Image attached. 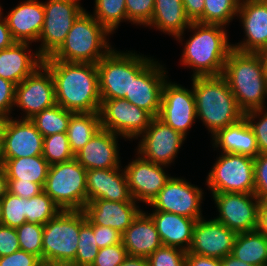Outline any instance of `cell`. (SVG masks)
<instances>
[{"label":"cell","instance_id":"obj_4","mask_svg":"<svg viewBox=\"0 0 267 266\" xmlns=\"http://www.w3.org/2000/svg\"><path fill=\"white\" fill-rule=\"evenodd\" d=\"M226 79L239 108L244 112L264 109L267 85L258 53L232 49L224 65Z\"/></svg>","mask_w":267,"mask_h":266},{"label":"cell","instance_id":"obj_17","mask_svg":"<svg viewBox=\"0 0 267 266\" xmlns=\"http://www.w3.org/2000/svg\"><path fill=\"white\" fill-rule=\"evenodd\" d=\"M125 167L132 199L148 205L171 178L164 170L167 166L155 164L140 155Z\"/></svg>","mask_w":267,"mask_h":266},{"label":"cell","instance_id":"obj_40","mask_svg":"<svg viewBox=\"0 0 267 266\" xmlns=\"http://www.w3.org/2000/svg\"><path fill=\"white\" fill-rule=\"evenodd\" d=\"M2 221L1 225L17 228L26 223L27 199L7 192L1 199Z\"/></svg>","mask_w":267,"mask_h":266},{"label":"cell","instance_id":"obj_30","mask_svg":"<svg viewBox=\"0 0 267 266\" xmlns=\"http://www.w3.org/2000/svg\"><path fill=\"white\" fill-rule=\"evenodd\" d=\"M191 23L182 0H155L153 16L147 27H155L181 42L184 31Z\"/></svg>","mask_w":267,"mask_h":266},{"label":"cell","instance_id":"obj_25","mask_svg":"<svg viewBox=\"0 0 267 266\" xmlns=\"http://www.w3.org/2000/svg\"><path fill=\"white\" fill-rule=\"evenodd\" d=\"M4 16L16 42H38L44 25V5L38 0L21 2Z\"/></svg>","mask_w":267,"mask_h":266},{"label":"cell","instance_id":"obj_22","mask_svg":"<svg viewBox=\"0 0 267 266\" xmlns=\"http://www.w3.org/2000/svg\"><path fill=\"white\" fill-rule=\"evenodd\" d=\"M120 169V167H117L87 170V202L97 199L117 202H136L131 197L126 173L123 169Z\"/></svg>","mask_w":267,"mask_h":266},{"label":"cell","instance_id":"obj_34","mask_svg":"<svg viewBox=\"0 0 267 266\" xmlns=\"http://www.w3.org/2000/svg\"><path fill=\"white\" fill-rule=\"evenodd\" d=\"M73 113L64 109L59 104H55L35 114L30 120L42 136L46 137L52 134L66 133Z\"/></svg>","mask_w":267,"mask_h":266},{"label":"cell","instance_id":"obj_50","mask_svg":"<svg viewBox=\"0 0 267 266\" xmlns=\"http://www.w3.org/2000/svg\"><path fill=\"white\" fill-rule=\"evenodd\" d=\"M20 250L16 228L0 225V257Z\"/></svg>","mask_w":267,"mask_h":266},{"label":"cell","instance_id":"obj_51","mask_svg":"<svg viewBox=\"0 0 267 266\" xmlns=\"http://www.w3.org/2000/svg\"><path fill=\"white\" fill-rule=\"evenodd\" d=\"M92 229L99 248L116 245L121 242V233L116 229L109 226H98L93 224Z\"/></svg>","mask_w":267,"mask_h":266},{"label":"cell","instance_id":"obj_10","mask_svg":"<svg viewBox=\"0 0 267 266\" xmlns=\"http://www.w3.org/2000/svg\"><path fill=\"white\" fill-rule=\"evenodd\" d=\"M80 0H49L44 5V25L37 52L45 59L51 57L64 43L74 21L85 10Z\"/></svg>","mask_w":267,"mask_h":266},{"label":"cell","instance_id":"obj_9","mask_svg":"<svg viewBox=\"0 0 267 266\" xmlns=\"http://www.w3.org/2000/svg\"><path fill=\"white\" fill-rule=\"evenodd\" d=\"M206 183L211 193H254V158L221 153L208 173Z\"/></svg>","mask_w":267,"mask_h":266},{"label":"cell","instance_id":"obj_7","mask_svg":"<svg viewBox=\"0 0 267 266\" xmlns=\"http://www.w3.org/2000/svg\"><path fill=\"white\" fill-rule=\"evenodd\" d=\"M153 60L133 51L112 49L96 64L101 100L123 99L129 95L131 78H136Z\"/></svg>","mask_w":267,"mask_h":266},{"label":"cell","instance_id":"obj_62","mask_svg":"<svg viewBox=\"0 0 267 266\" xmlns=\"http://www.w3.org/2000/svg\"><path fill=\"white\" fill-rule=\"evenodd\" d=\"M3 168V160H2V150H1V144H0V169Z\"/></svg>","mask_w":267,"mask_h":266},{"label":"cell","instance_id":"obj_35","mask_svg":"<svg viewBox=\"0 0 267 266\" xmlns=\"http://www.w3.org/2000/svg\"><path fill=\"white\" fill-rule=\"evenodd\" d=\"M111 34L120 22L127 20L125 0H95L94 14H91Z\"/></svg>","mask_w":267,"mask_h":266},{"label":"cell","instance_id":"obj_28","mask_svg":"<svg viewBox=\"0 0 267 266\" xmlns=\"http://www.w3.org/2000/svg\"><path fill=\"white\" fill-rule=\"evenodd\" d=\"M148 215L154 221L162 245L188 251L192 242L196 219L165 211H152Z\"/></svg>","mask_w":267,"mask_h":266},{"label":"cell","instance_id":"obj_61","mask_svg":"<svg viewBox=\"0 0 267 266\" xmlns=\"http://www.w3.org/2000/svg\"><path fill=\"white\" fill-rule=\"evenodd\" d=\"M260 208H267V196L261 200Z\"/></svg>","mask_w":267,"mask_h":266},{"label":"cell","instance_id":"obj_56","mask_svg":"<svg viewBox=\"0 0 267 266\" xmlns=\"http://www.w3.org/2000/svg\"><path fill=\"white\" fill-rule=\"evenodd\" d=\"M267 237V208H259L258 228Z\"/></svg>","mask_w":267,"mask_h":266},{"label":"cell","instance_id":"obj_48","mask_svg":"<svg viewBox=\"0 0 267 266\" xmlns=\"http://www.w3.org/2000/svg\"><path fill=\"white\" fill-rule=\"evenodd\" d=\"M44 191L40 184L25 182L21 179H8V192L21 198L29 199Z\"/></svg>","mask_w":267,"mask_h":266},{"label":"cell","instance_id":"obj_2","mask_svg":"<svg viewBox=\"0 0 267 266\" xmlns=\"http://www.w3.org/2000/svg\"><path fill=\"white\" fill-rule=\"evenodd\" d=\"M193 35L184 44L181 64L193 68L192 77L220 76L232 44L225 26L192 22Z\"/></svg>","mask_w":267,"mask_h":266},{"label":"cell","instance_id":"obj_57","mask_svg":"<svg viewBox=\"0 0 267 266\" xmlns=\"http://www.w3.org/2000/svg\"><path fill=\"white\" fill-rule=\"evenodd\" d=\"M222 266H254L248 263H244L239 259L235 258L231 254L220 259Z\"/></svg>","mask_w":267,"mask_h":266},{"label":"cell","instance_id":"obj_13","mask_svg":"<svg viewBox=\"0 0 267 266\" xmlns=\"http://www.w3.org/2000/svg\"><path fill=\"white\" fill-rule=\"evenodd\" d=\"M203 190L186 181L171 177L158 195L149 204L154 211H165L187 218L201 219Z\"/></svg>","mask_w":267,"mask_h":266},{"label":"cell","instance_id":"obj_29","mask_svg":"<svg viewBox=\"0 0 267 266\" xmlns=\"http://www.w3.org/2000/svg\"><path fill=\"white\" fill-rule=\"evenodd\" d=\"M211 137L214 148L222 149L221 153L241 154L252 158L259 154L256 137L245 117L218 130Z\"/></svg>","mask_w":267,"mask_h":266},{"label":"cell","instance_id":"obj_52","mask_svg":"<svg viewBox=\"0 0 267 266\" xmlns=\"http://www.w3.org/2000/svg\"><path fill=\"white\" fill-rule=\"evenodd\" d=\"M182 2L191 22L203 23L204 0H182Z\"/></svg>","mask_w":267,"mask_h":266},{"label":"cell","instance_id":"obj_15","mask_svg":"<svg viewBox=\"0 0 267 266\" xmlns=\"http://www.w3.org/2000/svg\"><path fill=\"white\" fill-rule=\"evenodd\" d=\"M55 104L54 80L44 64L16 85L14 107L17 106L26 113L23 119H31L35 114Z\"/></svg>","mask_w":267,"mask_h":266},{"label":"cell","instance_id":"obj_19","mask_svg":"<svg viewBox=\"0 0 267 266\" xmlns=\"http://www.w3.org/2000/svg\"><path fill=\"white\" fill-rule=\"evenodd\" d=\"M44 137L30 119L8 118L1 144L2 159L42 155Z\"/></svg>","mask_w":267,"mask_h":266},{"label":"cell","instance_id":"obj_24","mask_svg":"<svg viewBox=\"0 0 267 266\" xmlns=\"http://www.w3.org/2000/svg\"><path fill=\"white\" fill-rule=\"evenodd\" d=\"M118 137L117 134L101 128L83 148L74 154V158L86 170L121 167L117 146Z\"/></svg>","mask_w":267,"mask_h":266},{"label":"cell","instance_id":"obj_39","mask_svg":"<svg viewBox=\"0 0 267 266\" xmlns=\"http://www.w3.org/2000/svg\"><path fill=\"white\" fill-rule=\"evenodd\" d=\"M43 157L52 165L74 159L66 133H57L44 137Z\"/></svg>","mask_w":267,"mask_h":266},{"label":"cell","instance_id":"obj_53","mask_svg":"<svg viewBox=\"0 0 267 266\" xmlns=\"http://www.w3.org/2000/svg\"><path fill=\"white\" fill-rule=\"evenodd\" d=\"M186 266H222L220 259L186 252Z\"/></svg>","mask_w":267,"mask_h":266},{"label":"cell","instance_id":"obj_60","mask_svg":"<svg viewBox=\"0 0 267 266\" xmlns=\"http://www.w3.org/2000/svg\"><path fill=\"white\" fill-rule=\"evenodd\" d=\"M8 118H9L8 116H4L0 114V144H2V141H3V132H4L5 124Z\"/></svg>","mask_w":267,"mask_h":266},{"label":"cell","instance_id":"obj_20","mask_svg":"<svg viewBox=\"0 0 267 266\" xmlns=\"http://www.w3.org/2000/svg\"><path fill=\"white\" fill-rule=\"evenodd\" d=\"M167 75L163 65L152 61L136 78H131V87L126 99L129 103L159 116L162 89Z\"/></svg>","mask_w":267,"mask_h":266},{"label":"cell","instance_id":"obj_1","mask_svg":"<svg viewBox=\"0 0 267 266\" xmlns=\"http://www.w3.org/2000/svg\"><path fill=\"white\" fill-rule=\"evenodd\" d=\"M43 64L50 70L54 80L56 104L74 113L100 111L96 64L60 60H43Z\"/></svg>","mask_w":267,"mask_h":266},{"label":"cell","instance_id":"obj_46","mask_svg":"<svg viewBox=\"0 0 267 266\" xmlns=\"http://www.w3.org/2000/svg\"><path fill=\"white\" fill-rule=\"evenodd\" d=\"M254 194L261 201L267 196V153L254 158Z\"/></svg>","mask_w":267,"mask_h":266},{"label":"cell","instance_id":"obj_14","mask_svg":"<svg viewBox=\"0 0 267 266\" xmlns=\"http://www.w3.org/2000/svg\"><path fill=\"white\" fill-rule=\"evenodd\" d=\"M137 153L155 164L169 166L177 157L186 137L172 129L158 116L153 117L148 128L141 134Z\"/></svg>","mask_w":267,"mask_h":266},{"label":"cell","instance_id":"obj_6","mask_svg":"<svg viewBox=\"0 0 267 266\" xmlns=\"http://www.w3.org/2000/svg\"><path fill=\"white\" fill-rule=\"evenodd\" d=\"M85 221L83 210H61L43 225L42 262L45 266H69L75 260L79 230Z\"/></svg>","mask_w":267,"mask_h":266},{"label":"cell","instance_id":"obj_31","mask_svg":"<svg viewBox=\"0 0 267 266\" xmlns=\"http://www.w3.org/2000/svg\"><path fill=\"white\" fill-rule=\"evenodd\" d=\"M2 160L7 179L30 181L40 184L44 188L50 164L43 155Z\"/></svg>","mask_w":267,"mask_h":266},{"label":"cell","instance_id":"obj_59","mask_svg":"<svg viewBox=\"0 0 267 266\" xmlns=\"http://www.w3.org/2000/svg\"><path fill=\"white\" fill-rule=\"evenodd\" d=\"M257 53L259 54V57L263 65L264 78L266 80V85H267V51H259Z\"/></svg>","mask_w":267,"mask_h":266},{"label":"cell","instance_id":"obj_11","mask_svg":"<svg viewBox=\"0 0 267 266\" xmlns=\"http://www.w3.org/2000/svg\"><path fill=\"white\" fill-rule=\"evenodd\" d=\"M219 215L214 219L236 234L258 228L261 201L254 193H212Z\"/></svg>","mask_w":267,"mask_h":266},{"label":"cell","instance_id":"obj_45","mask_svg":"<svg viewBox=\"0 0 267 266\" xmlns=\"http://www.w3.org/2000/svg\"><path fill=\"white\" fill-rule=\"evenodd\" d=\"M127 257L128 252L121 241L119 244L100 248L91 266H118Z\"/></svg>","mask_w":267,"mask_h":266},{"label":"cell","instance_id":"obj_49","mask_svg":"<svg viewBox=\"0 0 267 266\" xmlns=\"http://www.w3.org/2000/svg\"><path fill=\"white\" fill-rule=\"evenodd\" d=\"M16 84L0 77V114L11 117L14 108ZM13 107V108H12Z\"/></svg>","mask_w":267,"mask_h":266},{"label":"cell","instance_id":"obj_41","mask_svg":"<svg viewBox=\"0 0 267 266\" xmlns=\"http://www.w3.org/2000/svg\"><path fill=\"white\" fill-rule=\"evenodd\" d=\"M20 250H24L42 260L43 225L26 222L16 228Z\"/></svg>","mask_w":267,"mask_h":266},{"label":"cell","instance_id":"obj_55","mask_svg":"<svg viewBox=\"0 0 267 266\" xmlns=\"http://www.w3.org/2000/svg\"><path fill=\"white\" fill-rule=\"evenodd\" d=\"M118 266H149L148 258L129 256Z\"/></svg>","mask_w":267,"mask_h":266},{"label":"cell","instance_id":"obj_32","mask_svg":"<svg viewBox=\"0 0 267 266\" xmlns=\"http://www.w3.org/2000/svg\"><path fill=\"white\" fill-rule=\"evenodd\" d=\"M231 255L254 266H267V237L258 229L236 234Z\"/></svg>","mask_w":267,"mask_h":266},{"label":"cell","instance_id":"obj_12","mask_svg":"<svg viewBox=\"0 0 267 266\" xmlns=\"http://www.w3.org/2000/svg\"><path fill=\"white\" fill-rule=\"evenodd\" d=\"M99 113L102 129L128 140L138 139L153 119L149 112L124 98L101 100Z\"/></svg>","mask_w":267,"mask_h":266},{"label":"cell","instance_id":"obj_16","mask_svg":"<svg viewBox=\"0 0 267 266\" xmlns=\"http://www.w3.org/2000/svg\"><path fill=\"white\" fill-rule=\"evenodd\" d=\"M172 129L186 137L197 118L194 94L190 89L170 81L164 83L158 116Z\"/></svg>","mask_w":267,"mask_h":266},{"label":"cell","instance_id":"obj_38","mask_svg":"<svg viewBox=\"0 0 267 266\" xmlns=\"http://www.w3.org/2000/svg\"><path fill=\"white\" fill-rule=\"evenodd\" d=\"M61 209L42 191L40 194L27 199L26 220L29 223L45 225L54 218Z\"/></svg>","mask_w":267,"mask_h":266},{"label":"cell","instance_id":"obj_27","mask_svg":"<svg viewBox=\"0 0 267 266\" xmlns=\"http://www.w3.org/2000/svg\"><path fill=\"white\" fill-rule=\"evenodd\" d=\"M121 241L129 256L148 258L162 246L154 221L143 210L121 234Z\"/></svg>","mask_w":267,"mask_h":266},{"label":"cell","instance_id":"obj_47","mask_svg":"<svg viewBox=\"0 0 267 266\" xmlns=\"http://www.w3.org/2000/svg\"><path fill=\"white\" fill-rule=\"evenodd\" d=\"M0 266H45L42 260L24 250L0 257Z\"/></svg>","mask_w":267,"mask_h":266},{"label":"cell","instance_id":"obj_21","mask_svg":"<svg viewBox=\"0 0 267 266\" xmlns=\"http://www.w3.org/2000/svg\"><path fill=\"white\" fill-rule=\"evenodd\" d=\"M237 17L243 24L244 41L232 44L240 52L257 53L267 48V0H240Z\"/></svg>","mask_w":267,"mask_h":266},{"label":"cell","instance_id":"obj_18","mask_svg":"<svg viewBox=\"0 0 267 266\" xmlns=\"http://www.w3.org/2000/svg\"><path fill=\"white\" fill-rule=\"evenodd\" d=\"M236 233L216 221L196 220L193 228L192 242L187 252L199 256L221 259L231 254Z\"/></svg>","mask_w":267,"mask_h":266},{"label":"cell","instance_id":"obj_23","mask_svg":"<svg viewBox=\"0 0 267 266\" xmlns=\"http://www.w3.org/2000/svg\"><path fill=\"white\" fill-rule=\"evenodd\" d=\"M137 203L97 199L87 202L83 212L93 225L109 226L122 234L142 211Z\"/></svg>","mask_w":267,"mask_h":266},{"label":"cell","instance_id":"obj_26","mask_svg":"<svg viewBox=\"0 0 267 266\" xmlns=\"http://www.w3.org/2000/svg\"><path fill=\"white\" fill-rule=\"evenodd\" d=\"M29 45L15 42L0 50V77L18 85L43 64V58L37 51L33 54Z\"/></svg>","mask_w":267,"mask_h":266},{"label":"cell","instance_id":"obj_63","mask_svg":"<svg viewBox=\"0 0 267 266\" xmlns=\"http://www.w3.org/2000/svg\"><path fill=\"white\" fill-rule=\"evenodd\" d=\"M1 221H2V203L0 200V225H1Z\"/></svg>","mask_w":267,"mask_h":266},{"label":"cell","instance_id":"obj_54","mask_svg":"<svg viewBox=\"0 0 267 266\" xmlns=\"http://www.w3.org/2000/svg\"><path fill=\"white\" fill-rule=\"evenodd\" d=\"M2 10V6L0 5V50L10 47L16 42L3 17Z\"/></svg>","mask_w":267,"mask_h":266},{"label":"cell","instance_id":"obj_8","mask_svg":"<svg viewBox=\"0 0 267 266\" xmlns=\"http://www.w3.org/2000/svg\"><path fill=\"white\" fill-rule=\"evenodd\" d=\"M86 171L75 158L52 164L44 192L61 210H83L87 204Z\"/></svg>","mask_w":267,"mask_h":266},{"label":"cell","instance_id":"obj_42","mask_svg":"<svg viewBox=\"0 0 267 266\" xmlns=\"http://www.w3.org/2000/svg\"><path fill=\"white\" fill-rule=\"evenodd\" d=\"M149 266H186V252L162 245L148 257Z\"/></svg>","mask_w":267,"mask_h":266},{"label":"cell","instance_id":"obj_36","mask_svg":"<svg viewBox=\"0 0 267 266\" xmlns=\"http://www.w3.org/2000/svg\"><path fill=\"white\" fill-rule=\"evenodd\" d=\"M240 0H204L203 23L225 26L237 17Z\"/></svg>","mask_w":267,"mask_h":266},{"label":"cell","instance_id":"obj_37","mask_svg":"<svg viewBox=\"0 0 267 266\" xmlns=\"http://www.w3.org/2000/svg\"><path fill=\"white\" fill-rule=\"evenodd\" d=\"M79 241L75 260L69 266H91L99 252L92 223L86 218L79 230Z\"/></svg>","mask_w":267,"mask_h":266},{"label":"cell","instance_id":"obj_33","mask_svg":"<svg viewBox=\"0 0 267 266\" xmlns=\"http://www.w3.org/2000/svg\"><path fill=\"white\" fill-rule=\"evenodd\" d=\"M101 128L99 112L73 113L66 132L71 151L78 152Z\"/></svg>","mask_w":267,"mask_h":266},{"label":"cell","instance_id":"obj_3","mask_svg":"<svg viewBox=\"0 0 267 266\" xmlns=\"http://www.w3.org/2000/svg\"><path fill=\"white\" fill-rule=\"evenodd\" d=\"M191 78L197 118L202 120L211 136L244 118V112L222 75Z\"/></svg>","mask_w":267,"mask_h":266},{"label":"cell","instance_id":"obj_44","mask_svg":"<svg viewBox=\"0 0 267 266\" xmlns=\"http://www.w3.org/2000/svg\"><path fill=\"white\" fill-rule=\"evenodd\" d=\"M244 117L252 128L257 140L259 154L267 153V110L255 109L244 113ZM259 118V121L255 119Z\"/></svg>","mask_w":267,"mask_h":266},{"label":"cell","instance_id":"obj_43","mask_svg":"<svg viewBox=\"0 0 267 266\" xmlns=\"http://www.w3.org/2000/svg\"><path fill=\"white\" fill-rule=\"evenodd\" d=\"M127 21L135 25H147L153 16L155 0H125Z\"/></svg>","mask_w":267,"mask_h":266},{"label":"cell","instance_id":"obj_58","mask_svg":"<svg viewBox=\"0 0 267 266\" xmlns=\"http://www.w3.org/2000/svg\"><path fill=\"white\" fill-rule=\"evenodd\" d=\"M8 192V179L4 168L0 169V200Z\"/></svg>","mask_w":267,"mask_h":266},{"label":"cell","instance_id":"obj_5","mask_svg":"<svg viewBox=\"0 0 267 266\" xmlns=\"http://www.w3.org/2000/svg\"><path fill=\"white\" fill-rule=\"evenodd\" d=\"M110 34L84 10L74 21L61 47L51 57L43 60L97 64L113 49L107 40Z\"/></svg>","mask_w":267,"mask_h":266}]
</instances>
